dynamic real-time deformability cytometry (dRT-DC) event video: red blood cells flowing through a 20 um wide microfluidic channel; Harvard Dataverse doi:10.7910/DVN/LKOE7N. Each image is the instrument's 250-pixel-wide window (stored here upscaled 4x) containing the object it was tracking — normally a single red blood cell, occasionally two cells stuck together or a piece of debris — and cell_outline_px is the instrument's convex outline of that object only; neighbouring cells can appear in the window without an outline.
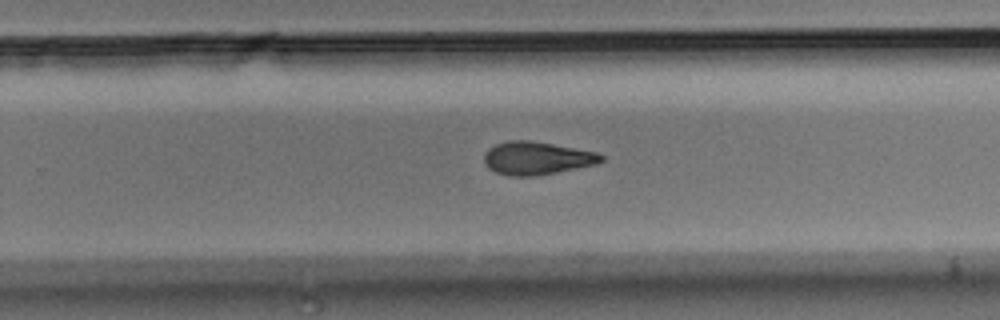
{"species": "Egyptian fruit bat (a non-hibernating species)", "species_latin": "Rousettus aegyptiacus", "temperature_condition": "room temperature", "stored_images_in_passage": 10, "segment_of_instrument_passage": [2, 2], "camera_frame_rate_fps": 3000, "um_per_image_px": 0.085, "animal": {"sex": "male"}, "frame": {"image": 1, "passage_image": 10, "time_ms": 3.0, "image_size_px": [1000, 320], "cell_outline_px": [[604, 160], [596, 164], [556, 172], [532, 176], [508, 176], [496, 172], [488, 168], [484, 160], [484, 156], [488, 148], [496, 144], [508, 140], [528, 140], [552, 144], [596, 152], [604, 156]], "centroid_in_image_um": [45.6, 13.44], "position_along_channel_um": 284.2, "area_um2": 22.31}}